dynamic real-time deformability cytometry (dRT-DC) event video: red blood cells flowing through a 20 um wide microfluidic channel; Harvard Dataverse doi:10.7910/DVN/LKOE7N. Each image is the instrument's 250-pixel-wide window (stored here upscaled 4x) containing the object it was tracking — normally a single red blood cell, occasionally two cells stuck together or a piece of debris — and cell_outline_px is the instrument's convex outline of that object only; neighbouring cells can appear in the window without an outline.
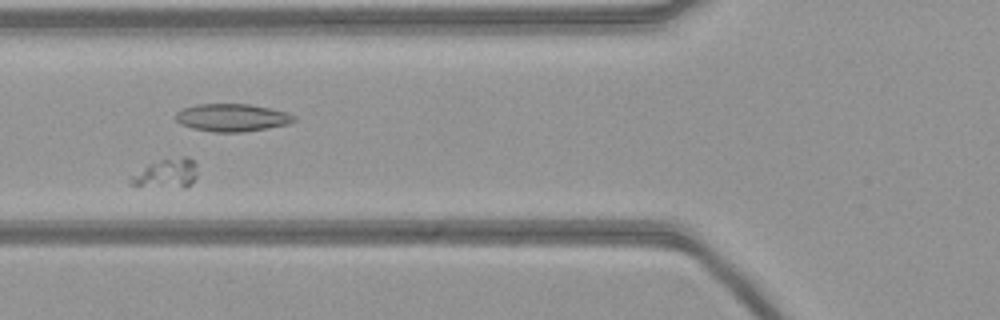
{"species": "common noctule bat (a hibernating species)", "species_latin": "Nyctalus noctula", "temperature_condition": "warm", "stored_images_in_passage": 46, "camera_frame_rate_fps": 3000, "um_per_image_px": 0.085, "animal": {"sex": "female", "body_mass_g": 21.9}, "frame": {"image": 1, "passage_image": 10, "time_ms": 3.0, "image_size_px": [1000, 320], "cell_outline_px": [[196, 176], [192, 184], [184, 188], [128, 184], [128, 180], [132, 176], [148, 164], [160, 160], [180, 156], [188, 156], [196, 164]], "centroid_in_image_um": [14.19, 14.73], "position_along_channel_um": 111.6, "area_um2": 11.27}}
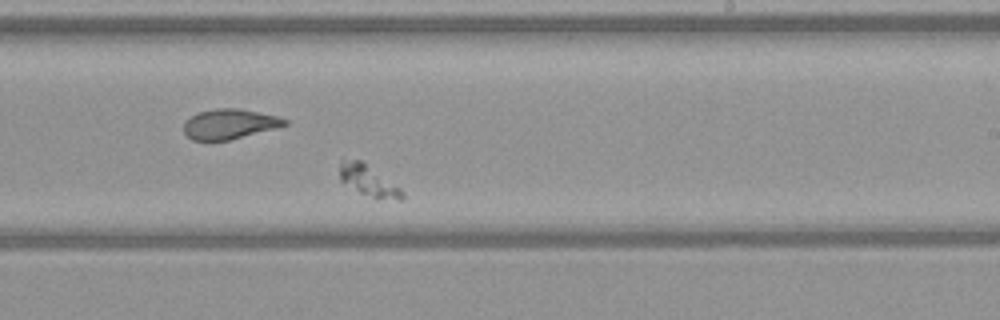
{"frame": {"image": 2, "passage_image": 23, "time_ms": 7.333, "image_size_px": [1000, 320], "cell_outline_px": [[404, 196], [400, 200], [376, 200], [360, 192], [340, 180], [340, 160], [360, 160], [400, 188], [404, 192]], "centroid_in_image_um": [31.34, 15.4], "position_along_channel_um": 257.7, "area_um2": 11.04}}
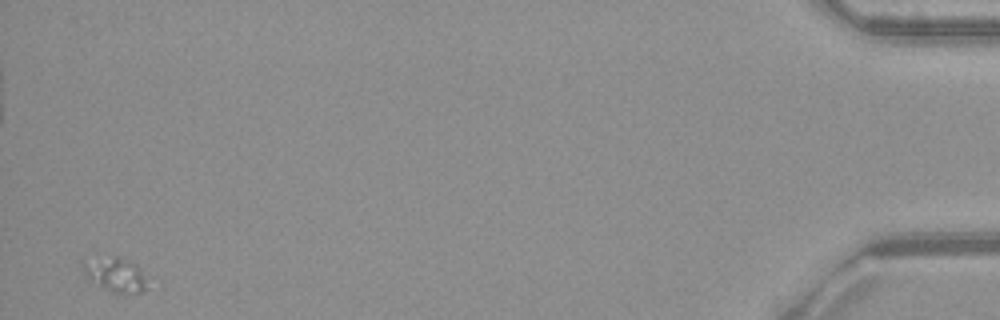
{"frame": {"image": 3, "passage_image": 46, "time_ms": 15.0, "image_size_px": [1000, 320], "cell_outline_px": [[148, 288], [140, 292], [112, 292], [88, 276], [84, 272], [80, 260], [112, 256], [116, 256], [128, 260], [136, 264]], "centroid_in_image_um": [9.77, 23.29], "position_along_channel_um": 425.4, "area_um2": 12.2}}